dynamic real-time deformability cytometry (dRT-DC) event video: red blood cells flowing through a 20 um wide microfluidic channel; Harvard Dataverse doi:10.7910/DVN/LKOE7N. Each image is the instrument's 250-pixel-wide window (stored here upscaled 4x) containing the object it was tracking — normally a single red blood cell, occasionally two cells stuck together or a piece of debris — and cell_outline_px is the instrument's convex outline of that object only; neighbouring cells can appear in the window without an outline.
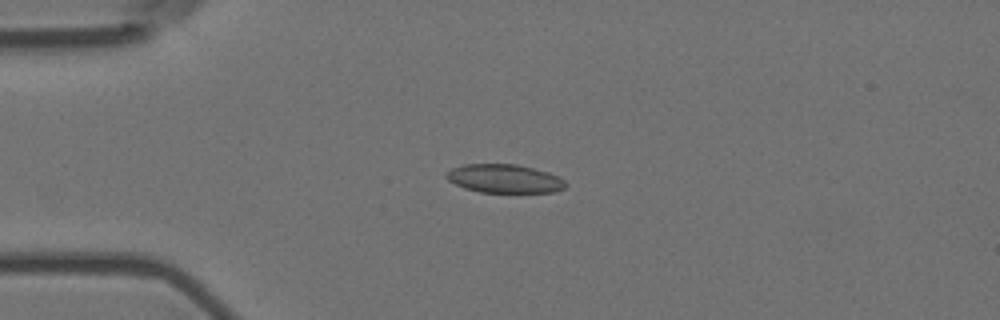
{"species": "Egyptian fruit bat (a non-hibernating species)", "species_latin": "Rousettus aegyptiacus", "temperature_condition": "room temperature", "stored_images_in_passage": 4, "camera_frame_rate_fps": 3000, "um_per_image_px": 0.085, "animal": {"sex": "female"}, "frame": {"image": 1, "passage_image": 3, "time_ms": 0.667, "image_size_px": [1000, 320], "cell_outline_px": [[568, 184], [564, 188], [556, 192], [480, 192], [464, 188], [448, 180], [444, 176], [452, 168], [464, 164], [516, 164], [548, 172], [564, 180]], "centroid_in_image_um": [42.87, 15.18], "position_along_channel_um": 42.1, "area_um2": 19.77}}